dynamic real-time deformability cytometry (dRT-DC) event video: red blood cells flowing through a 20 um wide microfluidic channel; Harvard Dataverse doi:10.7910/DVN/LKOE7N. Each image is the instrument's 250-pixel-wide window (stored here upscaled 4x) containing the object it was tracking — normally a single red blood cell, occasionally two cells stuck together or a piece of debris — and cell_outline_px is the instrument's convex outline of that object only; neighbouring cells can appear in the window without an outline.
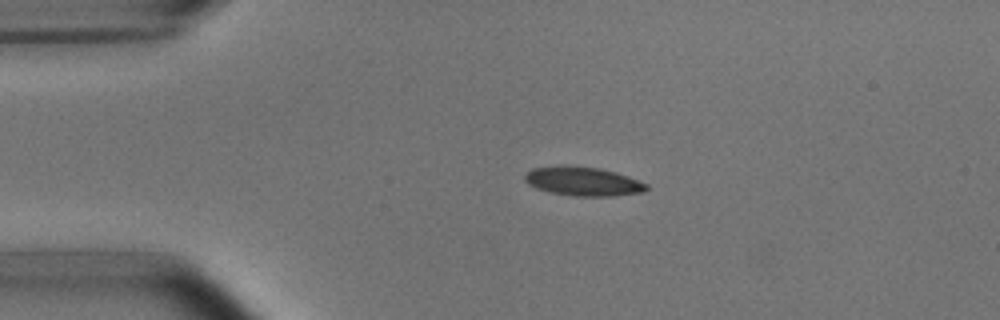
{"species": "common noctule bat (a hibernating species)", "species_latin": "Nyctalus noctula", "temperature_condition": "room temperature", "stored_images_in_passage": 4, "camera_frame_rate_fps": 3000, "um_per_image_px": 0.085, "animal": {"sex": "male", "body_mass_g": 15.6}, "frame": {"image": 1, "passage_image": 3, "time_ms": 0.667, "image_size_px": [1000, 320], "cell_outline_px": [[648, 188], [640, 192], [612, 196], [576, 196], [552, 192], [536, 188], [528, 184], [524, 180], [524, 176], [532, 168], [600, 168], [616, 172], [628, 176], [648, 184]], "centroid_in_image_um": [49.61, 15.45], "position_along_channel_um": 35.4, "area_um2": 19.59}}